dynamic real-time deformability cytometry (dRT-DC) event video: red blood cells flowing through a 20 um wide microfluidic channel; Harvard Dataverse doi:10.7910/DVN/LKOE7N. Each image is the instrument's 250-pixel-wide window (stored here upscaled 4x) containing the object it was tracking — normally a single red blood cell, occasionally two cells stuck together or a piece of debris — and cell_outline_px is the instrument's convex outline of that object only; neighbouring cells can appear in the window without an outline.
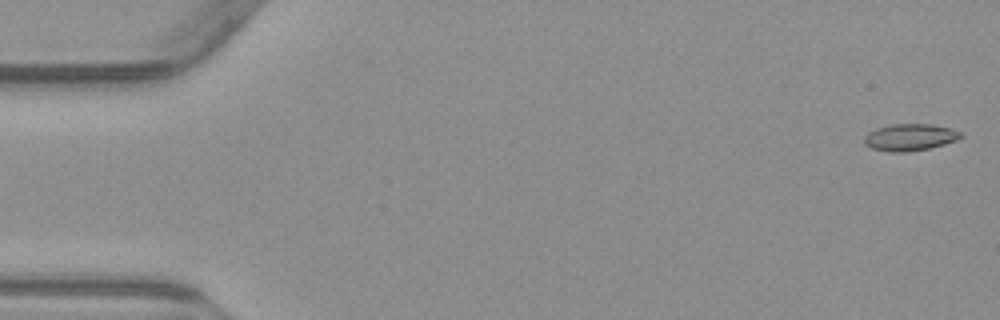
{"species": "common noctule bat (a hibernating species)", "species_latin": "Nyctalus noctula", "temperature_condition": "warm", "stored_images_in_passage": 5, "camera_frame_rate_fps": 3000, "um_per_image_px": 0.085, "animal": {"sex": "male", "body_mass_g": 23.1, "forearm_length_mm": 52.7}, "frame": {"image": 1, "passage_image": 1, "time_ms": 0.0, "image_size_px": [1000, 320], "cell_outline_px": [[964, 136], [956, 140], [944, 144], [928, 148], [904, 152], [888, 152], [872, 148], [864, 144], [864, 136], [868, 132], [876, 128], [892, 124], [932, 124], [948, 128], [960, 132]], "centroid_in_image_um": [77.31, 11.66], "position_along_channel_um": 7.7, "area_um2": 15.03}}
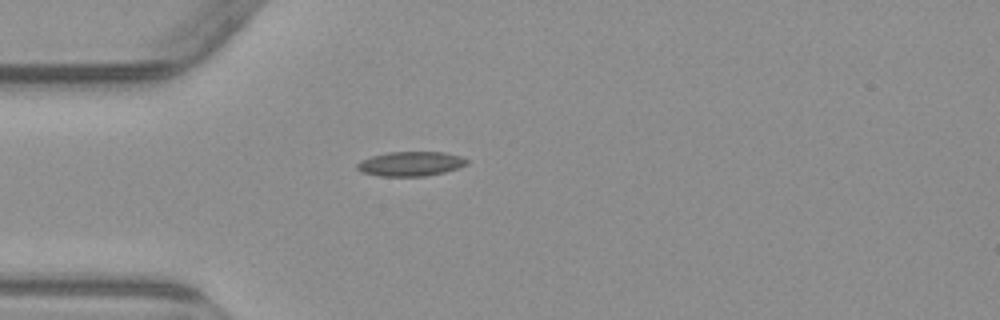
{"frame": {"image": 2, "passage_image": 4, "time_ms": 4.667, "image_size_px": [1000, 320], "cell_outline_px": [[468, 164], [444, 172], [424, 176], [380, 176], [360, 172], [356, 168], [356, 164], [360, 160], [372, 156], [388, 152], [444, 152], [460, 156], [468, 160]], "centroid_in_image_um": [34.86, 13.92], "position_along_channel_um": 50.1, "area_um2": 15.66}}